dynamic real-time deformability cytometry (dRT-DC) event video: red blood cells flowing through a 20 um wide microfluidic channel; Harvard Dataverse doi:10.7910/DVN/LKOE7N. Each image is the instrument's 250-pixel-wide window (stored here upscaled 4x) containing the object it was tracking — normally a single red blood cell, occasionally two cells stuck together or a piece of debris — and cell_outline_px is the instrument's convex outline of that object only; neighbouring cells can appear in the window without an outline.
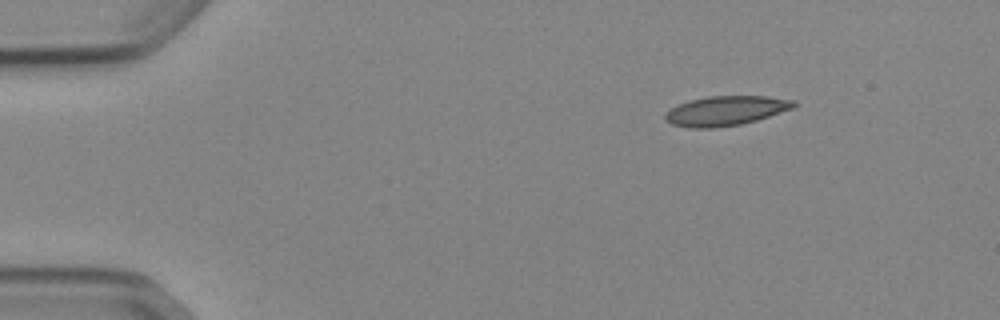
{"species": "Egyptian fruit bat (a non-hibernating species)", "species_latin": "Rousettus aegyptiacus", "temperature_condition": "cold", "stored_images_in_passage": 46, "camera_frame_rate_fps": 3000, "um_per_image_px": 0.085, "animal": {"sex": "female"}, "frame": {"image": 1, "passage_image": 1, "time_ms": 0.0, "image_size_px": [1000, 320], "cell_outline_px": [[796, 104], [792, 108], [756, 120], [740, 124], [712, 128], [688, 128], [672, 124], [664, 120], [664, 116], [672, 108], [688, 100], [708, 96], [768, 96], [796, 100]], "centroid_in_image_um": [61.67, 9.41], "position_along_channel_um": 23.3, "area_um2": 22.02}}
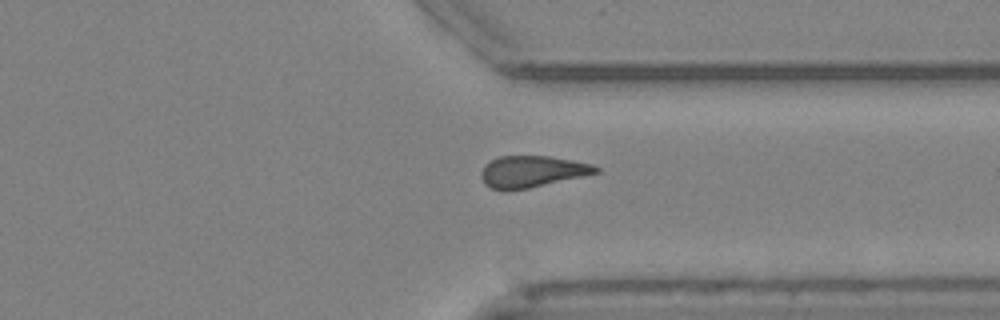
{"frame": {"image": 2, "passage_image": 34, "time_ms": 11.0, "image_size_px": [1000, 320], "cell_outline_px": [[600, 172], [584, 176], [528, 188], [508, 192], [504, 192], [492, 188], [484, 184], [480, 176], [480, 172], [492, 160], [500, 156], [548, 156], [572, 160], [592, 164], [600, 168]], "centroid_in_image_um": [45.22, 14.6], "position_along_channel_um": 366.2, "area_um2": 21.15}}
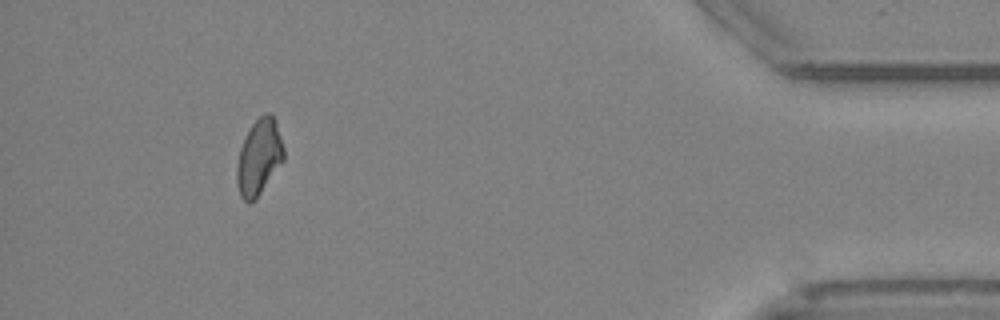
{"frame": {"image": 3, "passage_image": 42, "time_ms": 13.667, "image_size_px": [1000, 320], "cell_outline_px": [[284, 160], [260, 192], [248, 204], [240, 196], [236, 184], [236, 168], [240, 148], [252, 124], [264, 112], [272, 112], [276, 120], [284, 148]], "centroid_in_image_um": [22.02, 13.32], "position_along_channel_um": 413.2, "area_um2": 20.58}, "authors_computed_cell_mechanics": {"area_um2": 21.6461, "velocity_mm_per_s": 3.8843, "shape_relaxation_time_tau1_ms": null, "shape_relaxation_time_tau2_ms": 6.6272, "deformation_change_tau1": null, "deformation_change_tau2": 0.1495}}